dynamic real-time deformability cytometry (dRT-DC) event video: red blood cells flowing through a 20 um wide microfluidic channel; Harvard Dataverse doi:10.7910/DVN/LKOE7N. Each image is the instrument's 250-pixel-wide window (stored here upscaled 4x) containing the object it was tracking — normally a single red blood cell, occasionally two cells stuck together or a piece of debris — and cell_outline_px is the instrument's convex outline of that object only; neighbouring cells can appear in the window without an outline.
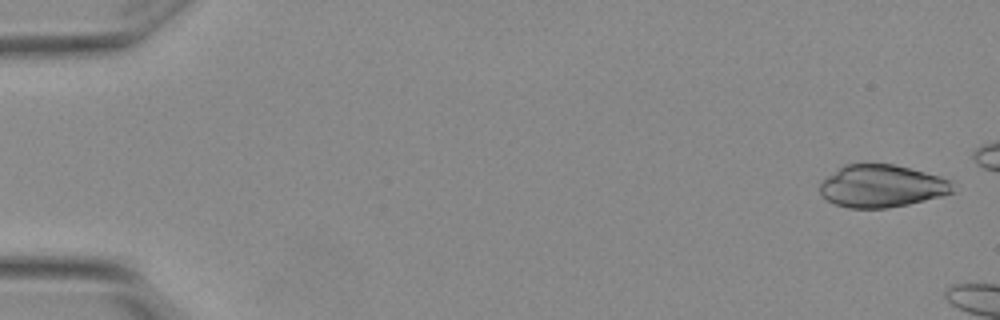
{"species": "Egyptian fruit bat (a non-hibernating species)", "species_latin": "Rousettus aegyptiacus", "temperature_condition": "warm", "stored_images_in_passage": 3, "camera_frame_rate_fps": 3000, "um_per_image_px": 0.085, "animal": {"sex": "female"}, "frame": {"image": 1, "passage_image": 1, "time_ms": 0.0, "image_size_px": [1000, 320], "cell_outline_px": [[952, 192], [940, 196], [908, 204], [888, 208], [848, 208], [836, 204], [828, 200], [820, 192], [820, 184], [828, 176], [844, 164], [892, 164], [940, 176], [948, 180]], "centroid_in_image_um": [74.9, 15.82], "position_along_channel_um": 10.1, "area_um2": 32.25}}